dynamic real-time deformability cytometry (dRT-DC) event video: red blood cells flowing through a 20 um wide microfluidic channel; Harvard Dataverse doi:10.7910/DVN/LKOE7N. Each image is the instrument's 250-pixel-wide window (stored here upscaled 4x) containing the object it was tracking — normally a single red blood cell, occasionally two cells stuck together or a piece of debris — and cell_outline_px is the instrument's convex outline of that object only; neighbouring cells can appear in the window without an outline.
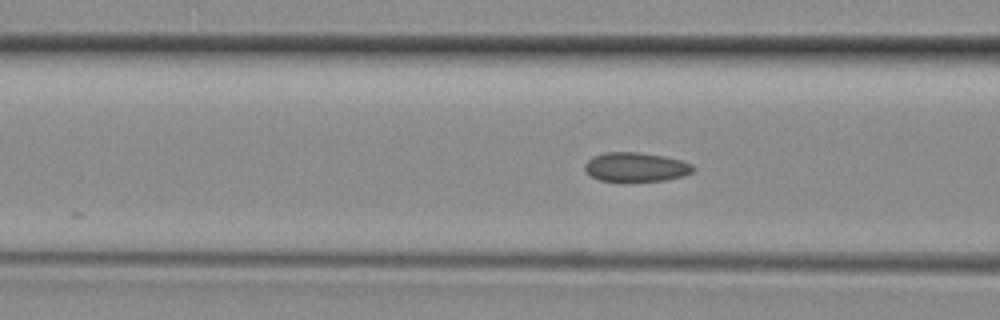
{"species": "common noctule bat (a hibernating species)", "species_latin": "Nyctalus noctula", "temperature_condition": "room temperature", "stored_images_in_passage": 4, "camera_frame_rate_fps": 3000, "um_per_image_px": 0.085, "animal": {"sex": "female", "body_mass_g": 29.2, "forearm_length_mm": 56.3}, "frame": {"image": 1, "passage_image": 4, "time_ms": 1.0, "image_size_px": [1000, 320], "cell_outline_px": [[696, 168], [692, 172], [684, 176], [664, 180], [624, 184], [600, 180], [592, 176], [584, 168], [584, 164], [592, 156], [604, 152], [640, 152], [664, 156], [680, 160], [692, 164]], "centroid_in_image_um": [54.04, 14.23], "position_along_channel_um": 112.6, "area_um2": 19.13}}